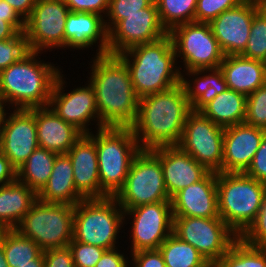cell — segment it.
<instances>
[{
	"mask_svg": "<svg viewBox=\"0 0 266 267\" xmlns=\"http://www.w3.org/2000/svg\"><path fill=\"white\" fill-rule=\"evenodd\" d=\"M191 111L181 83L139 99L137 120L131 128L140 148L177 146Z\"/></svg>",
	"mask_w": 266,
	"mask_h": 267,
	"instance_id": "cell-1",
	"label": "cell"
},
{
	"mask_svg": "<svg viewBox=\"0 0 266 267\" xmlns=\"http://www.w3.org/2000/svg\"><path fill=\"white\" fill-rule=\"evenodd\" d=\"M89 78L95 91L100 126L131 127L137 120V97L129 69L118 55L102 54L93 60Z\"/></svg>",
	"mask_w": 266,
	"mask_h": 267,
	"instance_id": "cell-2",
	"label": "cell"
},
{
	"mask_svg": "<svg viewBox=\"0 0 266 267\" xmlns=\"http://www.w3.org/2000/svg\"><path fill=\"white\" fill-rule=\"evenodd\" d=\"M118 56L129 69L139 99L168 90L181 82L182 73L175 66L176 54L169 34L152 43L135 45Z\"/></svg>",
	"mask_w": 266,
	"mask_h": 267,
	"instance_id": "cell-3",
	"label": "cell"
},
{
	"mask_svg": "<svg viewBox=\"0 0 266 267\" xmlns=\"http://www.w3.org/2000/svg\"><path fill=\"white\" fill-rule=\"evenodd\" d=\"M38 52L29 51L19 61L0 71V100L16 109L46 107L58 75L51 63H41Z\"/></svg>",
	"mask_w": 266,
	"mask_h": 267,
	"instance_id": "cell-4",
	"label": "cell"
},
{
	"mask_svg": "<svg viewBox=\"0 0 266 267\" xmlns=\"http://www.w3.org/2000/svg\"><path fill=\"white\" fill-rule=\"evenodd\" d=\"M100 198L115 197L123 188L134 157L141 151L131 127L105 126L96 135Z\"/></svg>",
	"mask_w": 266,
	"mask_h": 267,
	"instance_id": "cell-5",
	"label": "cell"
},
{
	"mask_svg": "<svg viewBox=\"0 0 266 267\" xmlns=\"http://www.w3.org/2000/svg\"><path fill=\"white\" fill-rule=\"evenodd\" d=\"M219 217L240 237L256 219L266 184L245 173H216Z\"/></svg>",
	"mask_w": 266,
	"mask_h": 267,
	"instance_id": "cell-6",
	"label": "cell"
},
{
	"mask_svg": "<svg viewBox=\"0 0 266 267\" xmlns=\"http://www.w3.org/2000/svg\"><path fill=\"white\" fill-rule=\"evenodd\" d=\"M122 210L115 197L81 200L74 206L73 239L106 250L115 249L125 219Z\"/></svg>",
	"mask_w": 266,
	"mask_h": 267,
	"instance_id": "cell-7",
	"label": "cell"
},
{
	"mask_svg": "<svg viewBox=\"0 0 266 267\" xmlns=\"http://www.w3.org/2000/svg\"><path fill=\"white\" fill-rule=\"evenodd\" d=\"M74 205L36 200L15 228L43 251L68 246L73 240Z\"/></svg>",
	"mask_w": 266,
	"mask_h": 267,
	"instance_id": "cell-8",
	"label": "cell"
},
{
	"mask_svg": "<svg viewBox=\"0 0 266 267\" xmlns=\"http://www.w3.org/2000/svg\"><path fill=\"white\" fill-rule=\"evenodd\" d=\"M115 198L123 210L171 201L160 160L150 150L141 149L134 157L125 184Z\"/></svg>",
	"mask_w": 266,
	"mask_h": 267,
	"instance_id": "cell-9",
	"label": "cell"
},
{
	"mask_svg": "<svg viewBox=\"0 0 266 267\" xmlns=\"http://www.w3.org/2000/svg\"><path fill=\"white\" fill-rule=\"evenodd\" d=\"M168 34L176 57L184 58L186 71L216 69L224 60L225 55L209 23L188 22L174 27Z\"/></svg>",
	"mask_w": 266,
	"mask_h": 267,
	"instance_id": "cell-10",
	"label": "cell"
},
{
	"mask_svg": "<svg viewBox=\"0 0 266 267\" xmlns=\"http://www.w3.org/2000/svg\"><path fill=\"white\" fill-rule=\"evenodd\" d=\"M173 234L206 260L214 261H219L238 238L221 217H173Z\"/></svg>",
	"mask_w": 266,
	"mask_h": 267,
	"instance_id": "cell-11",
	"label": "cell"
},
{
	"mask_svg": "<svg viewBox=\"0 0 266 267\" xmlns=\"http://www.w3.org/2000/svg\"><path fill=\"white\" fill-rule=\"evenodd\" d=\"M224 130L200 111H191L177 146L208 171L222 172Z\"/></svg>",
	"mask_w": 266,
	"mask_h": 267,
	"instance_id": "cell-12",
	"label": "cell"
},
{
	"mask_svg": "<svg viewBox=\"0 0 266 267\" xmlns=\"http://www.w3.org/2000/svg\"><path fill=\"white\" fill-rule=\"evenodd\" d=\"M69 12L64 0H37L25 20L29 51L41 53L47 48H65V23Z\"/></svg>",
	"mask_w": 266,
	"mask_h": 267,
	"instance_id": "cell-13",
	"label": "cell"
},
{
	"mask_svg": "<svg viewBox=\"0 0 266 267\" xmlns=\"http://www.w3.org/2000/svg\"><path fill=\"white\" fill-rule=\"evenodd\" d=\"M132 215V250L159 249L173 233L171 201H161L124 210V216Z\"/></svg>",
	"mask_w": 266,
	"mask_h": 267,
	"instance_id": "cell-14",
	"label": "cell"
},
{
	"mask_svg": "<svg viewBox=\"0 0 266 267\" xmlns=\"http://www.w3.org/2000/svg\"><path fill=\"white\" fill-rule=\"evenodd\" d=\"M4 111L0 123V152L17 170L39 147L35 108L15 109L6 119Z\"/></svg>",
	"mask_w": 266,
	"mask_h": 267,
	"instance_id": "cell-15",
	"label": "cell"
},
{
	"mask_svg": "<svg viewBox=\"0 0 266 267\" xmlns=\"http://www.w3.org/2000/svg\"><path fill=\"white\" fill-rule=\"evenodd\" d=\"M167 34L153 1L139 13L125 15V19L108 33V54L118 55L135 45L155 42Z\"/></svg>",
	"mask_w": 266,
	"mask_h": 267,
	"instance_id": "cell-16",
	"label": "cell"
},
{
	"mask_svg": "<svg viewBox=\"0 0 266 267\" xmlns=\"http://www.w3.org/2000/svg\"><path fill=\"white\" fill-rule=\"evenodd\" d=\"M60 73L55 81L48 106L65 122L72 124L82 134H90L87 128L90 120L97 118L98 129L100 119L96 104L95 91L89 82L88 86L73 89L69 93L63 92L65 83ZM87 125V126H86Z\"/></svg>",
	"mask_w": 266,
	"mask_h": 267,
	"instance_id": "cell-17",
	"label": "cell"
},
{
	"mask_svg": "<svg viewBox=\"0 0 266 267\" xmlns=\"http://www.w3.org/2000/svg\"><path fill=\"white\" fill-rule=\"evenodd\" d=\"M261 8L253 0H244L209 23L225 56L240 55L245 50L253 17Z\"/></svg>",
	"mask_w": 266,
	"mask_h": 267,
	"instance_id": "cell-18",
	"label": "cell"
},
{
	"mask_svg": "<svg viewBox=\"0 0 266 267\" xmlns=\"http://www.w3.org/2000/svg\"><path fill=\"white\" fill-rule=\"evenodd\" d=\"M265 133V129L246 123L225 128L222 173H245Z\"/></svg>",
	"mask_w": 266,
	"mask_h": 267,
	"instance_id": "cell-19",
	"label": "cell"
},
{
	"mask_svg": "<svg viewBox=\"0 0 266 267\" xmlns=\"http://www.w3.org/2000/svg\"><path fill=\"white\" fill-rule=\"evenodd\" d=\"M150 151L160 160L170 198L187 186L199 182L210 172L178 146H162Z\"/></svg>",
	"mask_w": 266,
	"mask_h": 267,
	"instance_id": "cell-20",
	"label": "cell"
},
{
	"mask_svg": "<svg viewBox=\"0 0 266 267\" xmlns=\"http://www.w3.org/2000/svg\"><path fill=\"white\" fill-rule=\"evenodd\" d=\"M171 205L173 217H219L216 172L177 192Z\"/></svg>",
	"mask_w": 266,
	"mask_h": 267,
	"instance_id": "cell-21",
	"label": "cell"
},
{
	"mask_svg": "<svg viewBox=\"0 0 266 267\" xmlns=\"http://www.w3.org/2000/svg\"><path fill=\"white\" fill-rule=\"evenodd\" d=\"M72 166L76 190L85 198H100V179L95 141L88 135L82 136L67 152Z\"/></svg>",
	"mask_w": 266,
	"mask_h": 267,
	"instance_id": "cell-22",
	"label": "cell"
},
{
	"mask_svg": "<svg viewBox=\"0 0 266 267\" xmlns=\"http://www.w3.org/2000/svg\"><path fill=\"white\" fill-rule=\"evenodd\" d=\"M103 18L90 12H69L65 23V48L84 49L99 40L97 56L108 54V31Z\"/></svg>",
	"mask_w": 266,
	"mask_h": 267,
	"instance_id": "cell-23",
	"label": "cell"
},
{
	"mask_svg": "<svg viewBox=\"0 0 266 267\" xmlns=\"http://www.w3.org/2000/svg\"><path fill=\"white\" fill-rule=\"evenodd\" d=\"M39 147L56 154H67L82 133L61 119L49 106L35 108Z\"/></svg>",
	"mask_w": 266,
	"mask_h": 267,
	"instance_id": "cell-24",
	"label": "cell"
},
{
	"mask_svg": "<svg viewBox=\"0 0 266 267\" xmlns=\"http://www.w3.org/2000/svg\"><path fill=\"white\" fill-rule=\"evenodd\" d=\"M228 89L248 97L257 88L266 83L265 62L243 57L227 55L219 66Z\"/></svg>",
	"mask_w": 266,
	"mask_h": 267,
	"instance_id": "cell-25",
	"label": "cell"
},
{
	"mask_svg": "<svg viewBox=\"0 0 266 267\" xmlns=\"http://www.w3.org/2000/svg\"><path fill=\"white\" fill-rule=\"evenodd\" d=\"M37 199L74 206L85 199L75 188L73 166L67 154L56 156L49 180L37 193Z\"/></svg>",
	"mask_w": 266,
	"mask_h": 267,
	"instance_id": "cell-26",
	"label": "cell"
},
{
	"mask_svg": "<svg viewBox=\"0 0 266 267\" xmlns=\"http://www.w3.org/2000/svg\"><path fill=\"white\" fill-rule=\"evenodd\" d=\"M37 200V193L17 179L0 186V230L15 229Z\"/></svg>",
	"mask_w": 266,
	"mask_h": 267,
	"instance_id": "cell-27",
	"label": "cell"
},
{
	"mask_svg": "<svg viewBox=\"0 0 266 267\" xmlns=\"http://www.w3.org/2000/svg\"><path fill=\"white\" fill-rule=\"evenodd\" d=\"M210 72L208 75L204 73ZM188 75H201L193 79V87L191 81H187L181 75V84L185 90L186 97L191 105L192 111H200L206 104H208L216 95L228 89L227 83L220 68L216 69H197L187 71ZM191 83V84H190Z\"/></svg>",
	"mask_w": 266,
	"mask_h": 267,
	"instance_id": "cell-28",
	"label": "cell"
},
{
	"mask_svg": "<svg viewBox=\"0 0 266 267\" xmlns=\"http://www.w3.org/2000/svg\"><path fill=\"white\" fill-rule=\"evenodd\" d=\"M247 97L232 89L216 95L200 112L217 125L227 128L244 123Z\"/></svg>",
	"mask_w": 266,
	"mask_h": 267,
	"instance_id": "cell-29",
	"label": "cell"
},
{
	"mask_svg": "<svg viewBox=\"0 0 266 267\" xmlns=\"http://www.w3.org/2000/svg\"><path fill=\"white\" fill-rule=\"evenodd\" d=\"M57 155L38 147L16 170V179L38 193L49 180Z\"/></svg>",
	"mask_w": 266,
	"mask_h": 267,
	"instance_id": "cell-30",
	"label": "cell"
},
{
	"mask_svg": "<svg viewBox=\"0 0 266 267\" xmlns=\"http://www.w3.org/2000/svg\"><path fill=\"white\" fill-rule=\"evenodd\" d=\"M3 251L9 267L34 264L43 250L31 239L20 234L16 229L0 230Z\"/></svg>",
	"mask_w": 266,
	"mask_h": 267,
	"instance_id": "cell-31",
	"label": "cell"
},
{
	"mask_svg": "<svg viewBox=\"0 0 266 267\" xmlns=\"http://www.w3.org/2000/svg\"><path fill=\"white\" fill-rule=\"evenodd\" d=\"M166 267H198L206 259L191 244L173 233L160 245Z\"/></svg>",
	"mask_w": 266,
	"mask_h": 267,
	"instance_id": "cell-32",
	"label": "cell"
},
{
	"mask_svg": "<svg viewBox=\"0 0 266 267\" xmlns=\"http://www.w3.org/2000/svg\"><path fill=\"white\" fill-rule=\"evenodd\" d=\"M162 26L169 33L174 27L195 21L197 0H154Z\"/></svg>",
	"mask_w": 266,
	"mask_h": 267,
	"instance_id": "cell-33",
	"label": "cell"
},
{
	"mask_svg": "<svg viewBox=\"0 0 266 267\" xmlns=\"http://www.w3.org/2000/svg\"><path fill=\"white\" fill-rule=\"evenodd\" d=\"M219 264L220 267H266V248L251 246L238 237Z\"/></svg>",
	"mask_w": 266,
	"mask_h": 267,
	"instance_id": "cell-34",
	"label": "cell"
},
{
	"mask_svg": "<svg viewBox=\"0 0 266 267\" xmlns=\"http://www.w3.org/2000/svg\"><path fill=\"white\" fill-rule=\"evenodd\" d=\"M243 57L266 62V8L262 7L253 17L251 31Z\"/></svg>",
	"mask_w": 266,
	"mask_h": 267,
	"instance_id": "cell-35",
	"label": "cell"
},
{
	"mask_svg": "<svg viewBox=\"0 0 266 267\" xmlns=\"http://www.w3.org/2000/svg\"><path fill=\"white\" fill-rule=\"evenodd\" d=\"M244 123L266 130V83L247 97Z\"/></svg>",
	"mask_w": 266,
	"mask_h": 267,
	"instance_id": "cell-36",
	"label": "cell"
},
{
	"mask_svg": "<svg viewBox=\"0 0 266 267\" xmlns=\"http://www.w3.org/2000/svg\"><path fill=\"white\" fill-rule=\"evenodd\" d=\"M154 0H110L106 16L109 22H105L108 33L122 20L125 15L139 13L148 7ZM111 19V20H110Z\"/></svg>",
	"mask_w": 266,
	"mask_h": 267,
	"instance_id": "cell-37",
	"label": "cell"
},
{
	"mask_svg": "<svg viewBox=\"0 0 266 267\" xmlns=\"http://www.w3.org/2000/svg\"><path fill=\"white\" fill-rule=\"evenodd\" d=\"M28 52L24 31L11 39L0 40V71L19 61Z\"/></svg>",
	"mask_w": 266,
	"mask_h": 267,
	"instance_id": "cell-38",
	"label": "cell"
},
{
	"mask_svg": "<svg viewBox=\"0 0 266 267\" xmlns=\"http://www.w3.org/2000/svg\"><path fill=\"white\" fill-rule=\"evenodd\" d=\"M244 0H197L195 22L210 23L222 12L239 5Z\"/></svg>",
	"mask_w": 266,
	"mask_h": 267,
	"instance_id": "cell-39",
	"label": "cell"
},
{
	"mask_svg": "<svg viewBox=\"0 0 266 267\" xmlns=\"http://www.w3.org/2000/svg\"><path fill=\"white\" fill-rule=\"evenodd\" d=\"M75 267H95L106 249L78 242L74 239L68 244Z\"/></svg>",
	"mask_w": 266,
	"mask_h": 267,
	"instance_id": "cell-40",
	"label": "cell"
},
{
	"mask_svg": "<svg viewBox=\"0 0 266 267\" xmlns=\"http://www.w3.org/2000/svg\"><path fill=\"white\" fill-rule=\"evenodd\" d=\"M240 238L251 246L266 248V196L263 199L256 219Z\"/></svg>",
	"mask_w": 266,
	"mask_h": 267,
	"instance_id": "cell-41",
	"label": "cell"
},
{
	"mask_svg": "<svg viewBox=\"0 0 266 267\" xmlns=\"http://www.w3.org/2000/svg\"><path fill=\"white\" fill-rule=\"evenodd\" d=\"M44 267H75L69 246L43 251Z\"/></svg>",
	"mask_w": 266,
	"mask_h": 267,
	"instance_id": "cell-42",
	"label": "cell"
},
{
	"mask_svg": "<svg viewBox=\"0 0 266 267\" xmlns=\"http://www.w3.org/2000/svg\"><path fill=\"white\" fill-rule=\"evenodd\" d=\"M245 174L266 184V133Z\"/></svg>",
	"mask_w": 266,
	"mask_h": 267,
	"instance_id": "cell-43",
	"label": "cell"
},
{
	"mask_svg": "<svg viewBox=\"0 0 266 267\" xmlns=\"http://www.w3.org/2000/svg\"><path fill=\"white\" fill-rule=\"evenodd\" d=\"M109 2L110 0H64L70 12H90L100 16L107 14Z\"/></svg>",
	"mask_w": 266,
	"mask_h": 267,
	"instance_id": "cell-44",
	"label": "cell"
},
{
	"mask_svg": "<svg viewBox=\"0 0 266 267\" xmlns=\"http://www.w3.org/2000/svg\"><path fill=\"white\" fill-rule=\"evenodd\" d=\"M131 255L134 267H166L159 249L141 250Z\"/></svg>",
	"mask_w": 266,
	"mask_h": 267,
	"instance_id": "cell-45",
	"label": "cell"
},
{
	"mask_svg": "<svg viewBox=\"0 0 266 267\" xmlns=\"http://www.w3.org/2000/svg\"><path fill=\"white\" fill-rule=\"evenodd\" d=\"M11 23L19 32L25 30V21L5 0H0V20Z\"/></svg>",
	"mask_w": 266,
	"mask_h": 267,
	"instance_id": "cell-46",
	"label": "cell"
},
{
	"mask_svg": "<svg viewBox=\"0 0 266 267\" xmlns=\"http://www.w3.org/2000/svg\"><path fill=\"white\" fill-rule=\"evenodd\" d=\"M124 254L118 253L115 249L106 250L100 260L95 264V267H127Z\"/></svg>",
	"mask_w": 266,
	"mask_h": 267,
	"instance_id": "cell-47",
	"label": "cell"
},
{
	"mask_svg": "<svg viewBox=\"0 0 266 267\" xmlns=\"http://www.w3.org/2000/svg\"><path fill=\"white\" fill-rule=\"evenodd\" d=\"M16 180V169L10 164L9 159L0 152V186Z\"/></svg>",
	"mask_w": 266,
	"mask_h": 267,
	"instance_id": "cell-48",
	"label": "cell"
},
{
	"mask_svg": "<svg viewBox=\"0 0 266 267\" xmlns=\"http://www.w3.org/2000/svg\"><path fill=\"white\" fill-rule=\"evenodd\" d=\"M25 21L33 11L37 0H5Z\"/></svg>",
	"mask_w": 266,
	"mask_h": 267,
	"instance_id": "cell-49",
	"label": "cell"
},
{
	"mask_svg": "<svg viewBox=\"0 0 266 267\" xmlns=\"http://www.w3.org/2000/svg\"><path fill=\"white\" fill-rule=\"evenodd\" d=\"M19 31L9 22L0 20V40H8L15 37Z\"/></svg>",
	"mask_w": 266,
	"mask_h": 267,
	"instance_id": "cell-50",
	"label": "cell"
},
{
	"mask_svg": "<svg viewBox=\"0 0 266 267\" xmlns=\"http://www.w3.org/2000/svg\"><path fill=\"white\" fill-rule=\"evenodd\" d=\"M18 267H44L43 252L36 259H34V264H24Z\"/></svg>",
	"mask_w": 266,
	"mask_h": 267,
	"instance_id": "cell-51",
	"label": "cell"
},
{
	"mask_svg": "<svg viewBox=\"0 0 266 267\" xmlns=\"http://www.w3.org/2000/svg\"><path fill=\"white\" fill-rule=\"evenodd\" d=\"M0 267H9L3 251L2 240L0 239Z\"/></svg>",
	"mask_w": 266,
	"mask_h": 267,
	"instance_id": "cell-52",
	"label": "cell"
},
{
	"mask_svg": "<svg viewBox=\"0 0 266 267\" xmlns=\"http://www.w3.org/2000/svg\"><path fill=\"white\" fill-rule=\"evenodd\" d=\"M198 267H220L219 261L206 260Z\"/></svg>",
	"mask_w": 266,
	"mask_h": 267,
	"instance_id": "cell-53",
	"label": "cell"
},
{
	"mask_svg": "<svg viewBox=\"0 0 266 267\" xmlns=\"http://www.w3.org/2000/svg\"><path fill=\"white\" fill-rule=\"evenodd\" d=\"M255 1L260 7L266 6V0H253Z\"/></svg>",
	"mask_w": 266,
	"mask_h": 267,
	"instance_id": "cell-54",
	"label": "cell"
},
{
	"mask_svg": "<svg viewBox=\"0 0 266 267\" xmlns=\"http://www.w3.org/2000/svg\"><path fill=\"white\" fill-rule=\"evenodd\" d=\"M5 106L1 103V100H0V123H1V119H2V115L5 111Z\"/></svg>",
	"mask_w": 266,
	"mask_h": 267,
	"instance_id": "cell-55",
	"label": "cell"
}]
</instances>
